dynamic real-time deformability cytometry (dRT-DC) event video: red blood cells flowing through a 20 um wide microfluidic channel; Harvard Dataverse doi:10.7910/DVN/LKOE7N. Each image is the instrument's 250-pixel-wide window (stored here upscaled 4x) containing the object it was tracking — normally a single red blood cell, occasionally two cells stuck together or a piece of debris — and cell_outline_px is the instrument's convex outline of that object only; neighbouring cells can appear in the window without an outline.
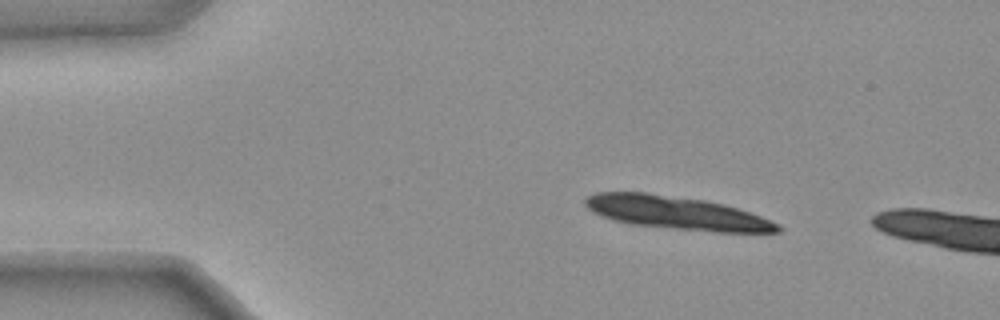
{"species": "common noctule bat (a hibernating species)", "species_latin": "Nyctalus noctula", "temperature_condition": "warm", "stored_images_in_passage": 6, "camera_frame_rate_fps": 3000, "um_per_image_px": 0.085, "animal": {"sex": "female", "body_mass_g": 25.1}, "frame": {"image": 1, "passage_image": 1, "time_ms": 0.0, "image_size_px": [1000, 320], "cell_outline_px": [[784, 228], [780, 232], [716, 232], [632, 224], [612, 220], [592, 212], [584, 204], [584, 200], [588, 196], [596, 192], [644, 192], [704, 200], [724, 204], [760, 216]], "centroid_in_image_um": [57.47, 18.09], "position_along_channel_um": 27.5, "area_um2": 36.82}}